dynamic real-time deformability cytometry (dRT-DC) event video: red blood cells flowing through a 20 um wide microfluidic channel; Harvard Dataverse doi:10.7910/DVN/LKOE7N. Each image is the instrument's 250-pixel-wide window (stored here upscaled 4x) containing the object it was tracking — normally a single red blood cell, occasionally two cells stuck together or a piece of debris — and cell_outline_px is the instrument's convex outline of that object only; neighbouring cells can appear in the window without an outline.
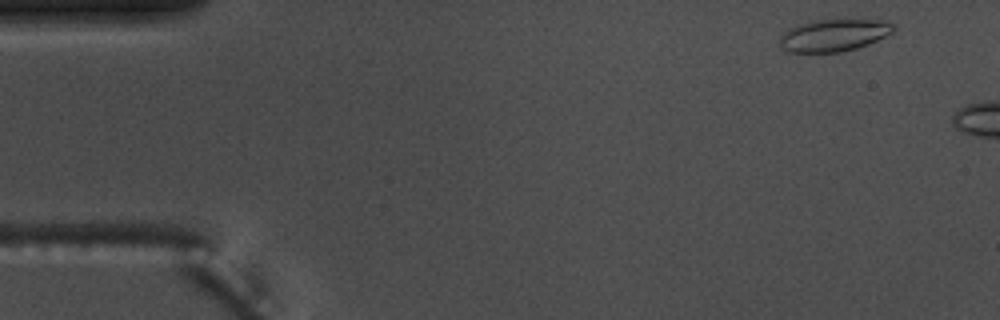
{"species": "common noctule bat (a hibernating species)", "species_latin": "Nyctalus noctula", "temperature_condition": "warm", "stored_images_in_passage": 9, "camera_frame_rate_fps": 3000, "um_per_image_px": 0.085, "animal": {"sex": "male", "body_mass_g": 17.5, "forearm_length_mm": 52.3}, "frame": {"image": 1, "passage_image": 2, "time_ms": 0.333, "image_size_px": [1000, 320], "cell_outline_px": [[896, 28], [892, 32], [868, 44], [856, 48], [840, 52], [788, 52], [780, 44], [780, 36], [788, 28], [800, 24], [816, 20], [852, 16], [860, 16], [880, 20], [892, 24]], "centroid_in_image_um": [70.92, 2.93], "position_along_channel_um": 14.1, "area_um2": 22.02}}